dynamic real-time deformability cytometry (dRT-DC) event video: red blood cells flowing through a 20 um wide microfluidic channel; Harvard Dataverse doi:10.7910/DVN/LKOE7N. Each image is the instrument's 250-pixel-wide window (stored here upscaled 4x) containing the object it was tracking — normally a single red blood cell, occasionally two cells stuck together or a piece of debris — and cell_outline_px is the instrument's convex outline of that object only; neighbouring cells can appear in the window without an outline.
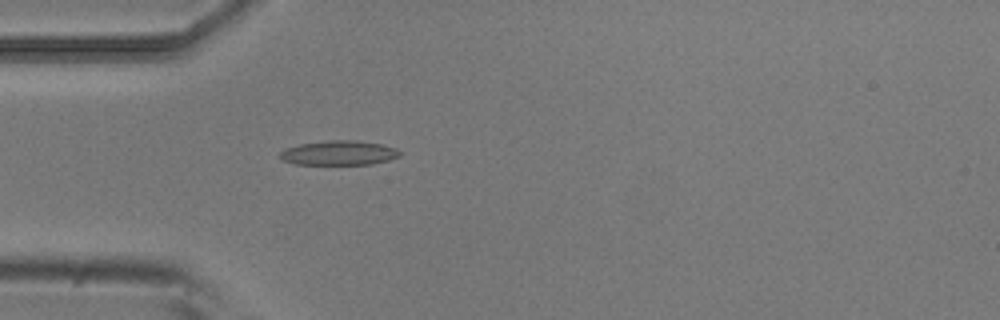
{"species": "common noctule bat (a hibernating species)", "species_latin": "Nyctalus noctula", "temperature_condition": "room temperature", "stored_images_in_passage": 4, "camera_frame_rate_fps": 3000, "um_per_image_px": 0.085, "animal": {"sex": "male", "body_mass_g": 20.5, "forearm_length_mm": 52.5}, "frame": {"image": 1, "passage_image": 4, "time_ms": 1.0, "image_size_px": [1000, 320], "cell_outline_px": [[400, 156], [388, 160], [372, 164], [296, 164], [280, 160], [280, 152], [284, 148], [300, 144], [328, 140], [356, 140], [380, 144], [396, 148], [400, 152]], "centroid_in_image_um": [28.78, 12.99], "position_along_channel_um": 56.2, "area_um2": 17.11}}